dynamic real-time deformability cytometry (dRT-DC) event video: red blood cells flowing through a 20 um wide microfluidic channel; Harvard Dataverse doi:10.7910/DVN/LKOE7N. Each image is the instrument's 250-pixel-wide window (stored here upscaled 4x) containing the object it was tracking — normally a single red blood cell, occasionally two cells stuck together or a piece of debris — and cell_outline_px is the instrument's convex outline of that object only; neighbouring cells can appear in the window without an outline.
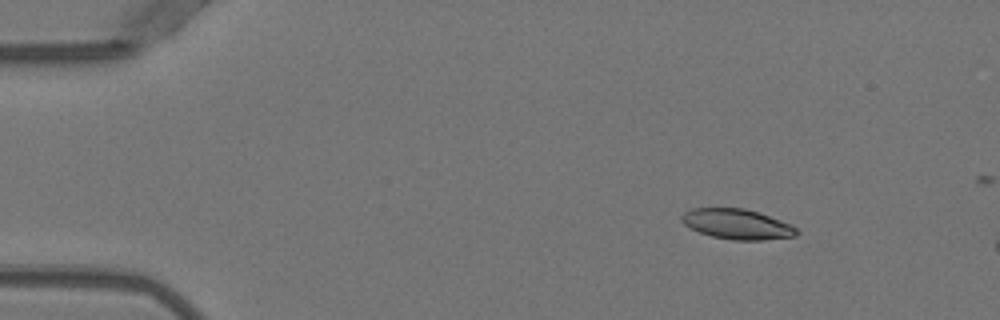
{"species": "Egyptian fruit bat (a non-hibernating species)", "species_latin": "Rousettus aegyptiacus", "temperature_condition": "warm", "stored_images_in_passage": 7, "camera_frame_rate_fps": 3000, "um_per_image_px": 0.085, "animal": {"sex": "female"}, "frame": {"image": 1, "passage_image": 1, "time_ms": 0.0, "image_size_px": [1000, 320], "cell_outline_px": [[800, 232], [796, 236], [764, 240], [732, 240], [712, 236], [700, 232], [684, 224], [680, 220], [680, 216], [684, 212], [692, 208], [744, 208], [792, 224]], "centroid_in_image_um": [62.66, 19.05], "position_along_channel_um": 22.3, "area_um2": 20.17}}